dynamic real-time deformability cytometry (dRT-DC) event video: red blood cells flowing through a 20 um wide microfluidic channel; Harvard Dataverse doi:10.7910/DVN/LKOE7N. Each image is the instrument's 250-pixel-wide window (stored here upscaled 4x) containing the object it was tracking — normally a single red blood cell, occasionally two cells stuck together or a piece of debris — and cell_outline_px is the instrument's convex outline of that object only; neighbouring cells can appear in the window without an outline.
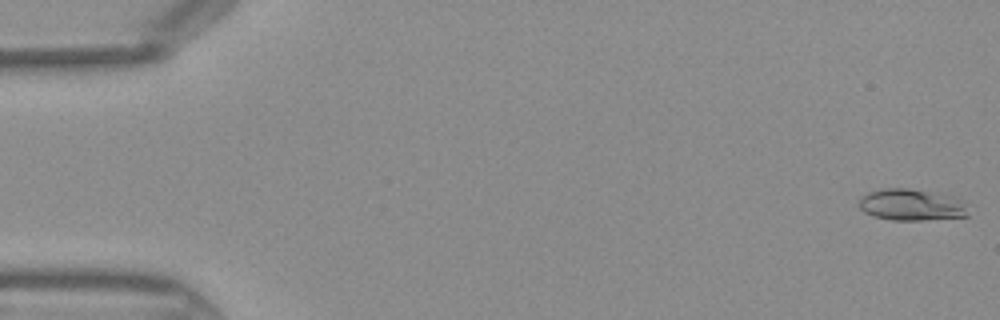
{"species": "Egyptian fruit bat (a non-hibernating species)", "species_latin": "Rousettus aegyptiacus", "temperature_condition": "warm", "stored_images_in_passage": 45, "camera_frame_rate_fps": 3000, "um_per_image_px": 0.085, "frame": {"image": 1, "passage_image": 1, "time_ms": 0.0, "image_size_px": [1000, 320], "cell_outline_px": [[968, 216], [924, 220], [892, 220], [872, 216], [864, 212], [856, 204], [860, 196], [868, 192], [880, 188], [912, 188], [948, 196], [964, 200]], "centroid_in_image_um": [77.39, 17.4], "position_along_channel_um": 7.6, "area_um2": 20.29}}
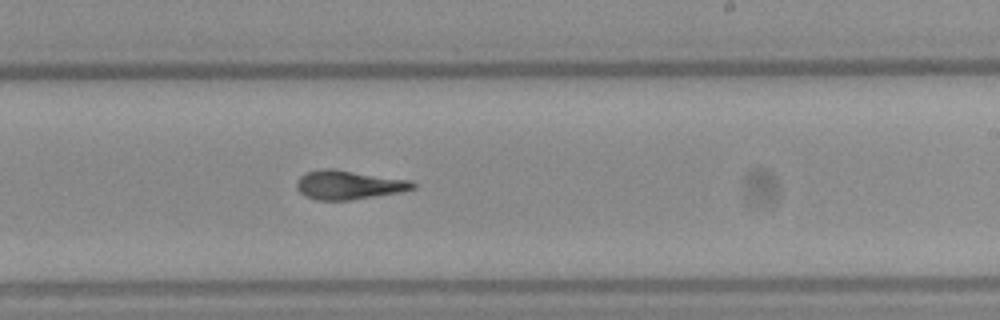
{"frame": {"image": 2, "passage_image": 27, "time_ms": 8.667, "image_size_px": [1000, 320], "cell_outline_px": [[416, 188], [400, 192], [348, 200], [316, 200], [304, 196], [296, 188], [296, 180], [300, 176], [308, 172], [320, 168], [332, 168], [412, 180], [416, 184]], "centroid_in_image_um": [29.62, 15.7], "position_along_channel_um": 259.4, "area_um2": 19.77}}
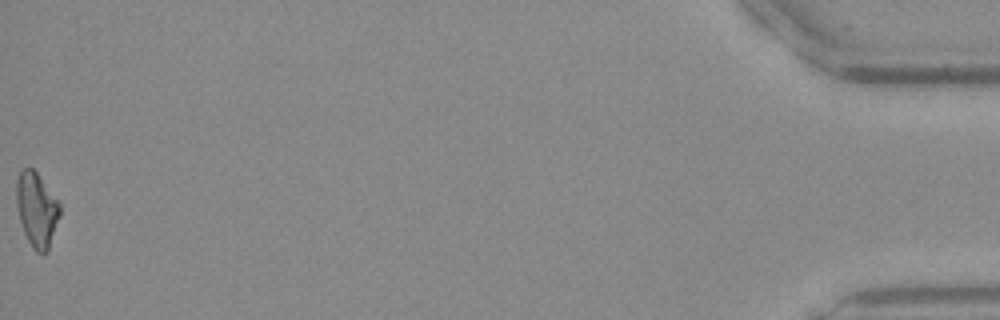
{"frame": {"image": 3, "passage_image": 45, "time_ms": 14.667, "image_size_px": [1000, 320], "cell_outline_px": [[60, 216], [48, 252], [44, 256], [36, 252], [32, 248], [24, 232], [20, 220], [16, 204], [16, 180], [20, 172], [24, 168], [32, 168], [36, 172], [60, 204]], "centroid_in_image_um": [3.12, 17.87], "position_along_channel_um": 432.1, "area_um2": 18.84}}